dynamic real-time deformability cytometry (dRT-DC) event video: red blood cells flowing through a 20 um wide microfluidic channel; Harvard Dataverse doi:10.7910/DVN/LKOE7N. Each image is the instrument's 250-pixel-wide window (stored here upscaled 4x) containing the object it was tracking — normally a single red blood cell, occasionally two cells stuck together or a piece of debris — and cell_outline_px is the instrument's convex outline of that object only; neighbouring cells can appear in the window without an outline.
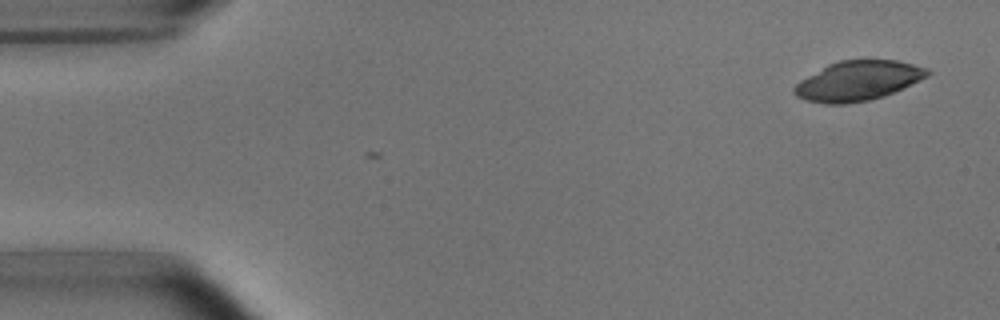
{"species": "common noctule bat (a hibernating species)", "species_latin": "Nyctalus noctula", "temperature_condition": "room temperature", "stored_images_in_passage": 5, "camera_frame_rate_fps": 3000, "um_per_image_px": 0.085, "animal": {"sex": "male", "body_mass_g": 15.6}, "frame": {"image": 1, "passage_image": 1, "time_ms": 0.0, "image_size_px": [1000, 320], "cell_outline_px": [[932, 72], [928, 76], [920, 80], [884, 96], [868, 100], [844, 104], [824, 104], [804, 100], [796, 96], [792, 92], [792, 88], [800, 80], [828, 64], [840, 60], [896, 60], [928, 68]], "centroid_in_image_um": [72.9, 6.87], "position_along_channel_um": 12.1, "area_um2": 30.81}}